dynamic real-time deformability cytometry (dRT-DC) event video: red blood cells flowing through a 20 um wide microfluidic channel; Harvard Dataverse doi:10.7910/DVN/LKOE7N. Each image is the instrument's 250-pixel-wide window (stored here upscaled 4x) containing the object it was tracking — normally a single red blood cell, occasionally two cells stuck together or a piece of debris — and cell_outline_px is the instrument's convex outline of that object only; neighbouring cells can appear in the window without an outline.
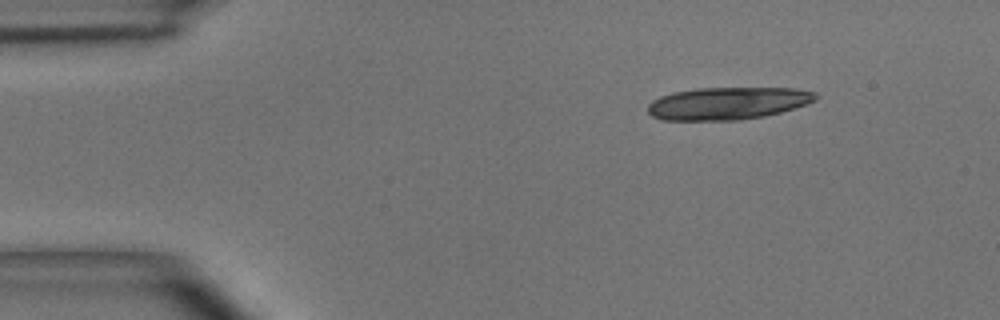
{"species": "common noctule bat (a hibernating species)", "species_latin": "Nyctalus noctula", "temperature_condition": "room temperature", "stored_images_in_passage": 11, "camera_frame_rate_fps": 3000, "um_per_image_px": 0.085, "animal": {"sex": "male", "body_mass_g": 15.6}, "frame": {"image": 1, "passage_image": 1, "time_ms": 0.0, "image_size_px": [1000, 320], "cell_outline_px": [[820, 96], [816, 100], [780, 112], [764, 116], [740, 120], [660, 120], [652, 116], [648, 112], [648, 104], [652, 100], [660, 96], [672, 92], [696, 88], [796, 88], [816, 92]], "centroid_in_image_um": [61.83, 8.78], "position_along_channel_um": 23.2, "area_um2": 31.85}}